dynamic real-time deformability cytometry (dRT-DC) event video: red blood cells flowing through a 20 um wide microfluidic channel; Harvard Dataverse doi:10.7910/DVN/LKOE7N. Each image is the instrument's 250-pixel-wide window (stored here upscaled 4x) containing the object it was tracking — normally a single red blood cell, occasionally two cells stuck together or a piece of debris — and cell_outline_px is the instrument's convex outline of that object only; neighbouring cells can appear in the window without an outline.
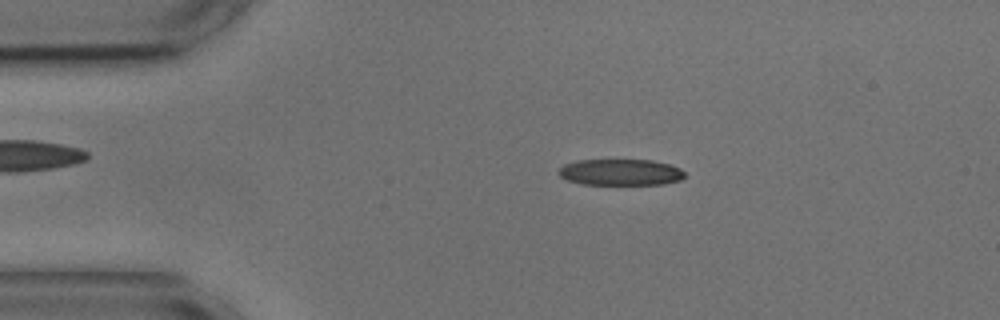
{"species": "common noctule bat (a hibernating species)", "species_latin": "Nyctalus noctula", "temperature_condition": "cold", "stored_images_in_passage": 53, "camera_frame_rate_fps": 3000, "um_per_image_px": 0.085, "animal": {"sex": "male", "body_mass_g": 17.9, "forearm_length_mm": 54.2}, "frame": {"image": 1, "passage_image": 9, "time_ms": 2.667, "image_size_px": [1000, 320], "cell_outline_px": [[684, 176], [680, 180], [664, 184], [580, 184], [568, 180], [560, 176], [556, 172], [564, 164], [576, 160], [652, 160], [672, 164], [680, 168], [684, 172]], "centroid_in_image_um": [52.74, 14.63], "position_along_channel_um": 32.3, "area_um2": 19.42}}
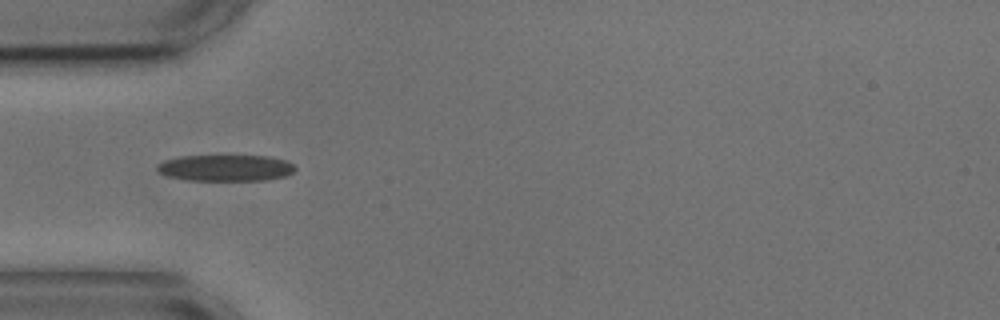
{"frame": {"image": 2, "passage_image": 15, "time_ms": 4.667, "image_size_px": [1000, 320], "cell_outline_px": [[296, 168], [288, 176], [268, 180], [188, 180], [168, 176], [160, 172], [156, 168], [156, 164], [164, 160], [180, 156], [272, 156], [288, 160]], "centroid_in_image_um": [19.22, 14.27], "position_along_channel_um": 65.8, "area_um2": 21.33}}
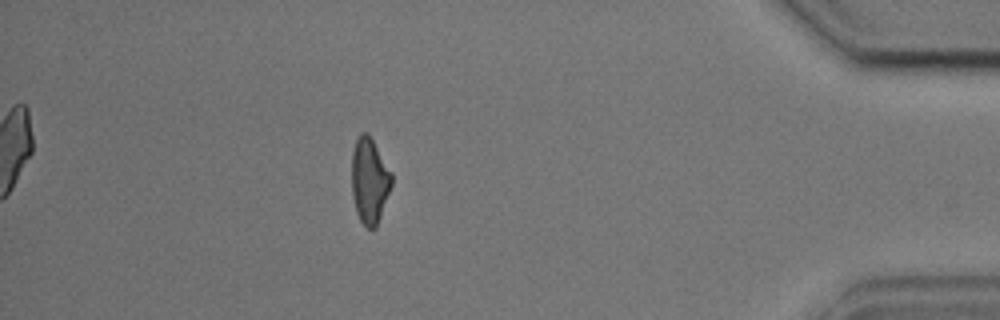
{"frame": {"image": 3, "passage_image": 47, "time_ms": 15.333, "image_size_px": [1000, 320], "cell_outline_px": [[392, 184], [376, 228], [368, 228], [360, 220], [356, 212], [352, 192], [352, 152], [356, 140], [360, 132], [368, 132], [392, 172]], "centroid_in_image_um": [31.41, 15.33], "position_along_channel_um": 403.8, "area_um2": 19.88}, "authors_computed_cell_mechanics": {"area_um2": 20.808, "velocity_mm_per_s": 3.6038, "shape_relaxation_time_tau1_ms": 5.9346, "shape_relaxation_time_tau2_ms": 2.6149, "deformation_change_tau1": 0.1765, "deformation_change_tau2": 0.1232}}